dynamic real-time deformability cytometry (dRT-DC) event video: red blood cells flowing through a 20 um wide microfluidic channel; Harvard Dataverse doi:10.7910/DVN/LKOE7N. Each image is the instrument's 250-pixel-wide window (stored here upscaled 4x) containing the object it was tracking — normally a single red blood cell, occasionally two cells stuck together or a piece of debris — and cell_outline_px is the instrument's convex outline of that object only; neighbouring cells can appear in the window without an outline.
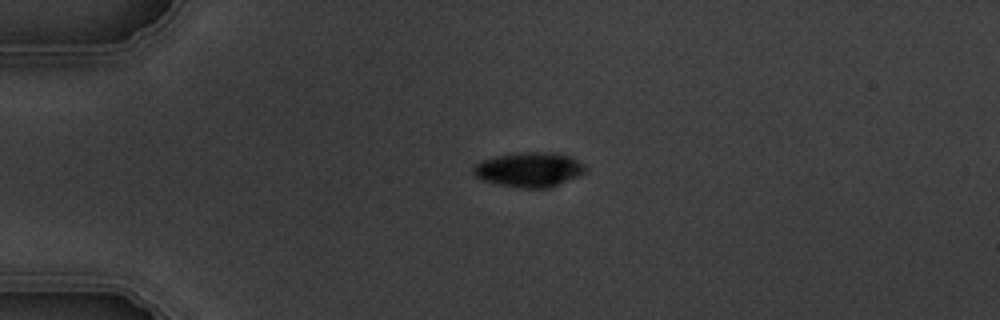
{"species": "common noctule bat (a hibernating species)", "species_latin": "Nyctalus noctula", "temperature_condition": "warm", "stored_images_in_passage": 2, "camera_frame_rate_fps": 3000, "um_per_image_px": 0.085, "animal": {"sex": "male", "body_mass_g": 19.5, "forearm_length_mm": 54.6}, "frame": {"image": 1, "passage_image": 1, "time_ms": 0.0, "image_size_px": [1000, 320], "cell_outline_px": [[588, 168], [584, 172], [576, 176], [548, 188], [524, 188], [496, 184], [480, 180], [472, 172], [472, 168], [476, 164], [484, 160], [496, 156], [524, 152], [552, 152], [572, 156], [584, 164]], "centroid_in_image_um": [44.97, 14.41], "position_along_channel_um": 40.0, "area_um2": 22.54}}